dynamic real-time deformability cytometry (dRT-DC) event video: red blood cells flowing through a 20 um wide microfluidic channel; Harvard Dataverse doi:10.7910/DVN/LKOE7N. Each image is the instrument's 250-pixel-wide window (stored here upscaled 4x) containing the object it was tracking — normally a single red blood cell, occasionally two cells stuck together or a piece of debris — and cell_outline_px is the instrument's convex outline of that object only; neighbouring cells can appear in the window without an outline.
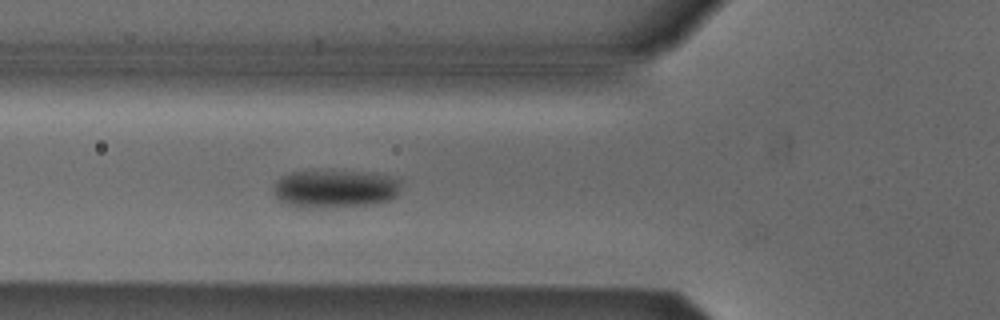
{"species": "Egyptian fruit bat (a non-hibernating species)", "species_latin": "Rousettus aegyptiacus", "temperature_condition": "cold", "stored_images_in_passage": 4, "camera_frame_rate_fps": 3000, "um_per_image_px": 0.085, "animal": {"sex": "male"}, "frame": {"image": 1, "passage_image": 4, "time_ms": 4.333, "image_size_px": [1000, 320], "cell_outline_px": [[404, 184], [400, 196], [376, 204], [304, 208], [288, 204], [280, 200], [276, 196], [276, 180], [280, 176], [292, 172], [376, 172], [392, 176], [400, 180]], "centroid_in_image_um": [28.62, 16.04], "position_along_channel_um": 97.2, "area_um2": 28.26}}